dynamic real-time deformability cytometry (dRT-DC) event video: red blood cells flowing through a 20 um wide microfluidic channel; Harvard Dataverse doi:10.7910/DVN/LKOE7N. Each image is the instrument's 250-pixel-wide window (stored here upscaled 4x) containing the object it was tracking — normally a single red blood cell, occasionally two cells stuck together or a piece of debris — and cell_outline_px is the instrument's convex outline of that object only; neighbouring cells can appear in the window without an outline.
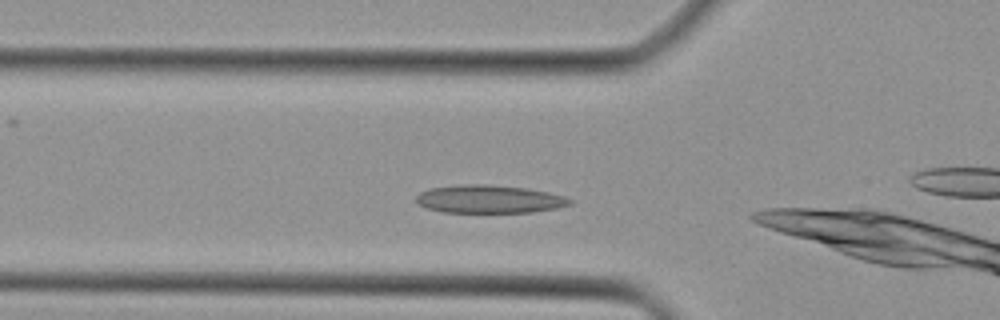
{"species": "Egyptian fruit bat (a non-hibernating species)", "species_latin": "Rousettus aegyptiacus", "temperature_condition": "cold", "stored_images_in_passage": 32, "camera_frame_rate_fps": 3000, "um_per_image_px": 0.085, "animal": {"sex": "female"}, "frame": {"image": 1, "passage_image": 2, "time_ms": 0.333, "image_size_px": [1000, 320], "cell_outline_px": [[572, 204], [556, 208], [532, 212], [440, 212], [428, 208], [420, 204], [416, 200], [416, 196], [420, 192], [428, 188], [464, 184], [484, 184], [528, 188], [548, 192], [564, 196], [572, 200]], "centroid_in_image_um": [41.58, 16.92], "position_along_channel_um": 84.2, "area_um2": 25.09}}
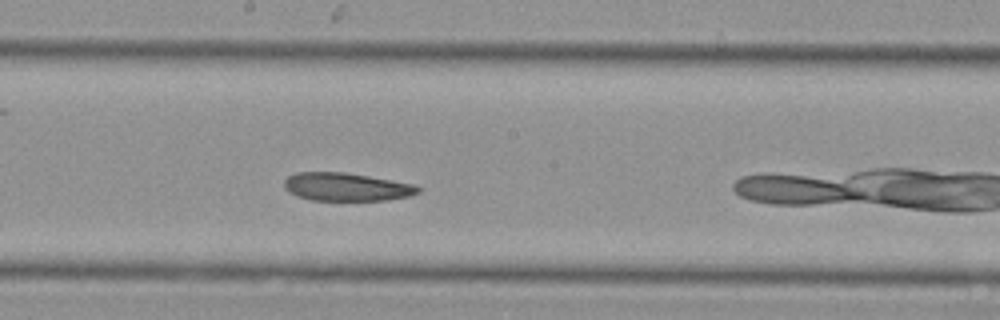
{"frame": {"image": 2, "passage_image": 11, "time_ms": 3.333, "image_size_px": [1000, 320], "cell_outline_px": [[420, 192], [408, 196], [388, 200], [312, 200], [296, 196], [288, 192], [284, 188], [284, 180], [288, 176], [296, 172], [344, 172], [416, 184], [420, 188]], "centroid_in_image_um": [29.43, 15.88], "position_along_channel_um": 218.8, "area_um2": 22.02}}
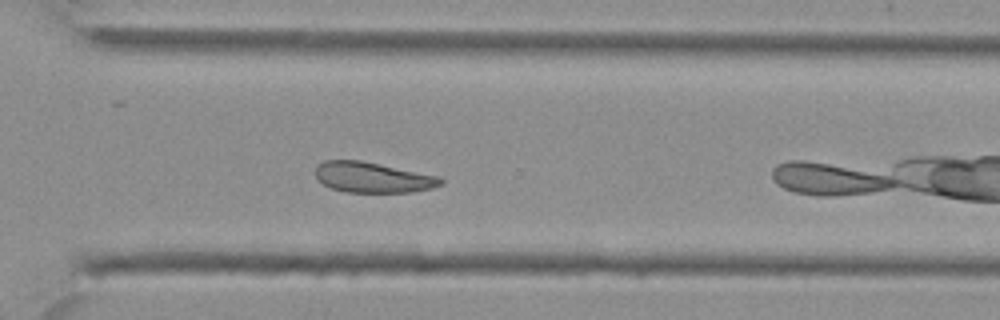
{"frame": {"image": 3, "passage_image": 19, "time_ms": 6.0, "image_size_px": [1000, 320], "cell_outline_px": [[444, 184], [432, 188], [408, 192], [344, 192], [332, 188], [324, 184], [316, 176], [316, 168], [324, 160], [360, 160], [440, 176], [444, 180]], "centroid_in_image_um": [31.72, 15.08], "position_along_channel_um": 338.9, "area_um2": 22.14}}